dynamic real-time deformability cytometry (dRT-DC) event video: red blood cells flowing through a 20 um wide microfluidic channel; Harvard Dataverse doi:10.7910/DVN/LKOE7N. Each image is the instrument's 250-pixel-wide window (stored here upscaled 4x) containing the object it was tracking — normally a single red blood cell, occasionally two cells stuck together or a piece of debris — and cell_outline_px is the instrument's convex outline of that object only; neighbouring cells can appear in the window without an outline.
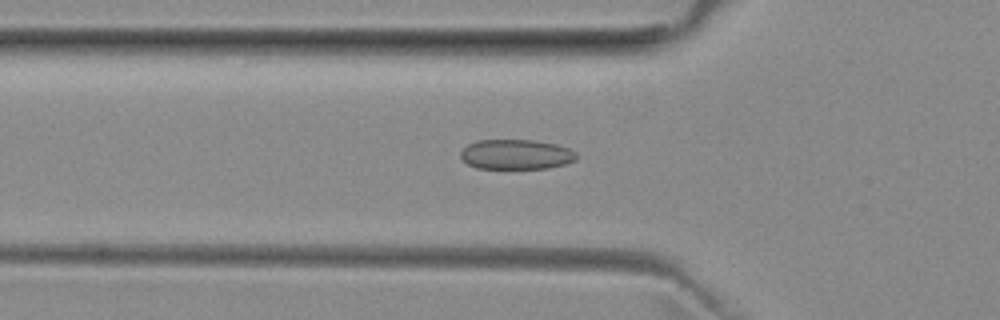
{"species": "common noctule bat (a hibernating species)", "species_latin": "Nyctalus noctula", "temperature_condition": "room temperature", "stored_images_in_passage": 31, "camera_frame_rate_fps": 3000, "um_per_image_px": 0.085, "animal": {"sex": "female", "body_mass_g": 29.2, "forearm_length_mm": 56.3}, "frame": {"image": 1, "passage_image": 8, "time_ms": 2.333, "image_size_px": [1000, 320], "cell_outline_px": [[576, 160], [564, 164], [548, 168], [476, 168], [468, 164], [460, 156], [460, 152], [468, 144], [476, 140], [532, 140], [556, 144], [568, 148], [576, 152]], "centroid_in_image_um": [43.86, 13.12], "position_along_channel_um": 81.9, "area_um2": 20.11}}
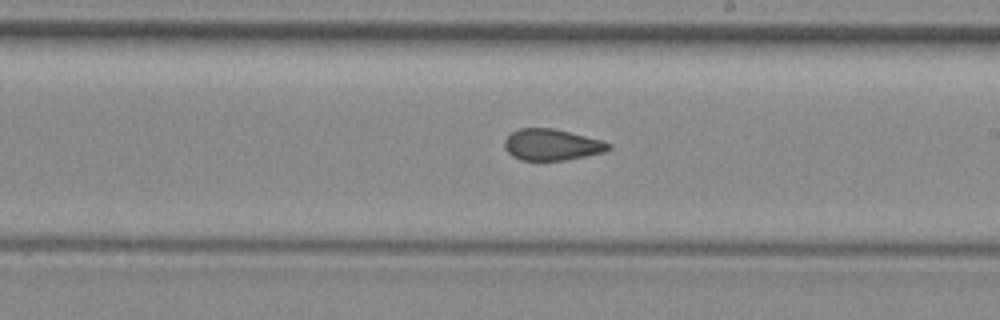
{"frame": {"image": 2, "passage_image": 20, "time_ms": 6.333, "image_size_px": [1000, 320], "cell_outline_px": [[612, 148], [604, 152], [564, 160], [520, 160], [512, 156], [508, 152], [504, 144], [504, 140], [512, 132], [520, 128], [552, 128], [600, 140], [612, 144]], "centroid_in_image_um": [46.89, 12.3], "position_along_channel_um": 242.1, "area_um2": 18.73}}
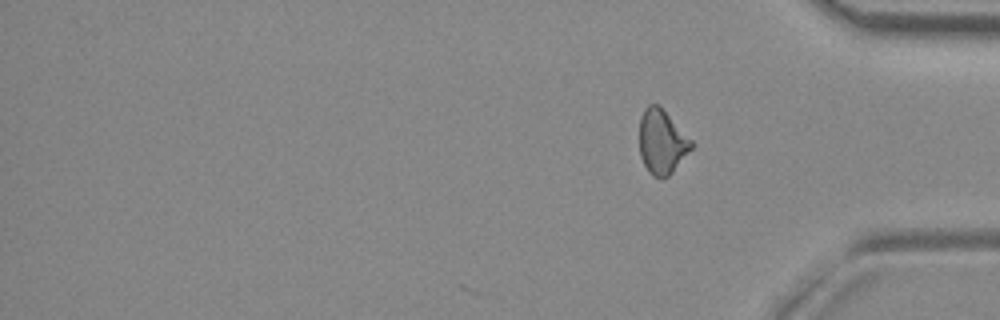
{"frame": {"image": 3, "passage_image": 31, "time_ms": 10.0, "image_size_px": [1000, 320], "cell_outline_px": [[692, 148], [672, 172], [668, 176], [652, 176], [648, 172], [640, 156], [640, 116], [644, 108], [648, 104], [656, 104], [692, 140]], "centroid_in_image_um": [56.23, 12.06], "position_along_channel_um": 379.0, "area_um2": 18.96}, "authors_computed_cell_mechanics": {"area_um2": 19.652, "velocity_mm_per_s": 3.9965, "shape_relaxation_time_tau1_ms": null, "shape_relaxation_time_tau2_ms": 1.7067, "deformation_change_tau1": null, "deformation_change_tau2": 0.0639}}